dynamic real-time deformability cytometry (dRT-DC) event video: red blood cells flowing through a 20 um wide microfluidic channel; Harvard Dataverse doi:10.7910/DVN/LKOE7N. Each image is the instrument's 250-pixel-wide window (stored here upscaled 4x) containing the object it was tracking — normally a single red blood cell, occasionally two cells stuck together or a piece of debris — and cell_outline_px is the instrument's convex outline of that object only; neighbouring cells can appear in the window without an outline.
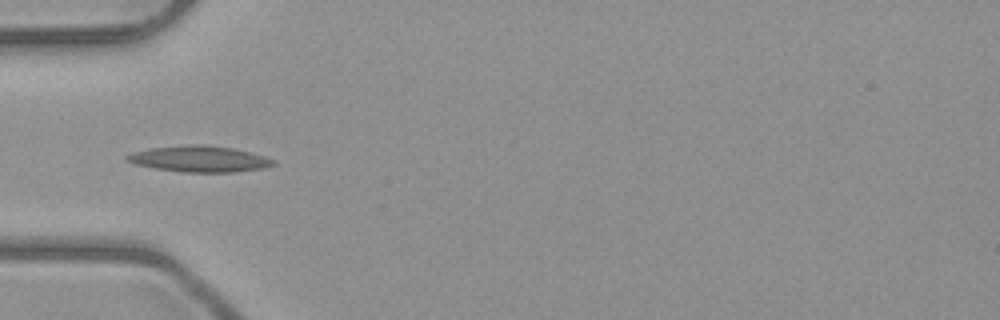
{"species": "common noctule bat (a hibernating species)", "species_latin": "Nyctalus noctula", "temperature_condition": "room temperature", "stored_images_in_passage": 7, "camera_frame_rate_fps": 3000, "um_per_image_px": 0.085, "animal": {"sex": "male", "body_mass_g": 23.1, "forearm_length_mm": 52.7}, "frame": {"image": 1, "passage_image": 5, "time_ms": 4.667, "image_size_px": [1000, 320], "cell_outline_px": [[276, 164], [260, 168], [232, 172], [184, 172], [156, 168], [136, 164], [124, 160], [124, 156], [148, 148], [192, 144], [204, 144], [232, 148], [264, 156], [272, 160]], "centroid_in_image_um": [16.9, 13.5], "position_along_channel_um": 68.1, "area_um2": 21.91}}
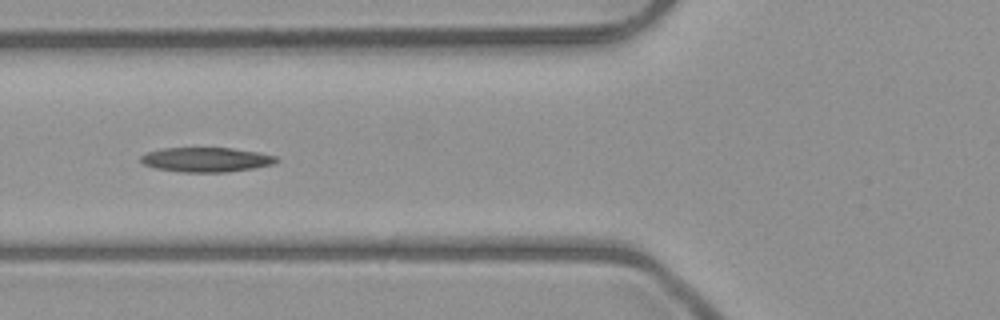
{"frame": {"image": 2, "passage_image": 6, "time_ms": 5.667, "image_size_px": [1000, 320], "cell_outline_px": [[280, 160], [272, 164], [252, 168], [228, 172], [180, 172], [156, 168], [144, 164], [140, 160], [140, 156], [148, 152], [164, 148], [232, 148], [260, 152], [276, 156]], "centroid_in_image_um": [17.54, 13.57], "position_along_channel_um": 108.3, "area_um2": 19.36}}
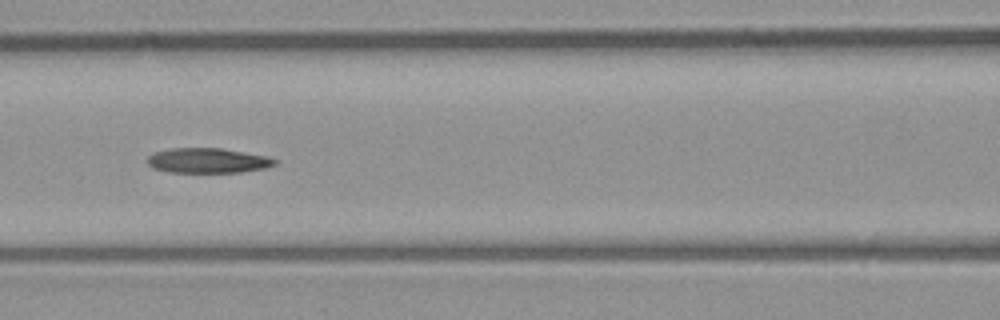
{"frame": {"image": 3, "passage_image": 7, "time_ms": 6.667, "image_size_px": [1000, 320], "cell_outline_px": [[276, 164], [264, 168], [240, 172], [168, 172], [152, 168], [148, 164], [148, 156], [156, 152], [172, 148], [220, 148], [268, 156], [276, 160]], "centroid_in_image_um": [17.65, 13.65], "position_along_channel_um": 148.9, "area_um2": 18.38}}